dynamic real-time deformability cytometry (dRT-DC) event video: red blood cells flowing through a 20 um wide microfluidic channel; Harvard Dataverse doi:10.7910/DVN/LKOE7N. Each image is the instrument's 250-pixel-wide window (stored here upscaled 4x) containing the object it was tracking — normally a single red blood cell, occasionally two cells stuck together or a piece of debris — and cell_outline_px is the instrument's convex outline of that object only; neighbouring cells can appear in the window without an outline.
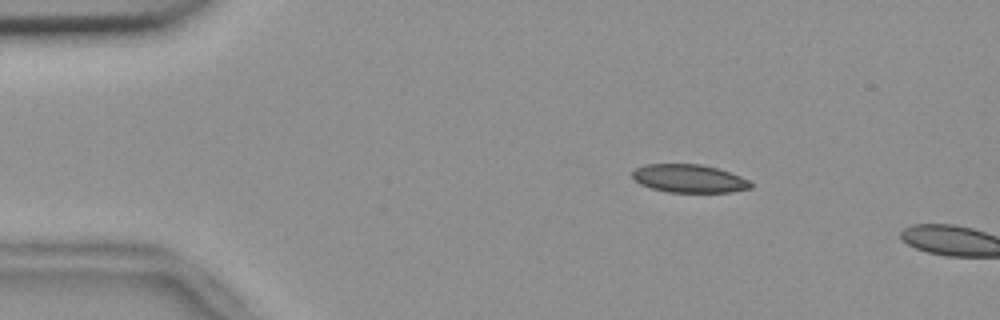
{"species": "common noctule bat (a hibernating species)", "species_latin": "Nyctalus noctula", "temperature_condition": "room temperature", "stored_images_in_passage": 52, "camera_frame_rate_fps": 3000, "um_per_image_px": 0.085, "animal": {"sex": "female", "body_mass_g": 18.4}, "frame": {"image": 1, "passage_image": 9, "time_ms": 2.667, "image_size_px": [1000, 320], "cell_outline_px": [[752, 188], [732, 192], [668, 192], [652, 188], [640, 184], [632, 176], [632, 172], [636, 168], [644, 164], [700, 164], [716, 168], [740, 176], [748, 180], [752, 184]], "centroid_in_image_um": [58.57, 15.18], "position_along_channel_um": 26.4, "area_um2": 19.31}}
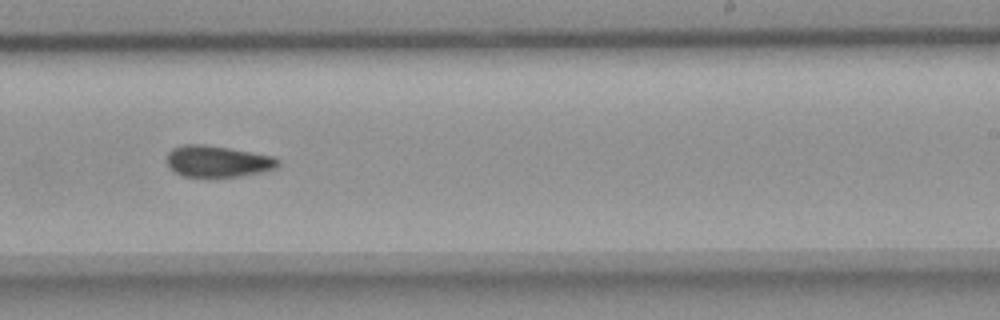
{"frame": {"image": 2, "passage_image": 34, "time_ms": 11.0, "image_size_px": [1000, 320], "cell_outline_px": [[280, 164], [276, 168], [260, 172], [240, 176], [184, 176], [176, 172], [168, 164], [168, 152], [172, 148], [184, 144], [204, 144], [276, 156], [280, 160]], "centroid_in_image_um": [18.55, 13.69], "position_along_channel_um": 270.5, "area_um2": 20.17}}
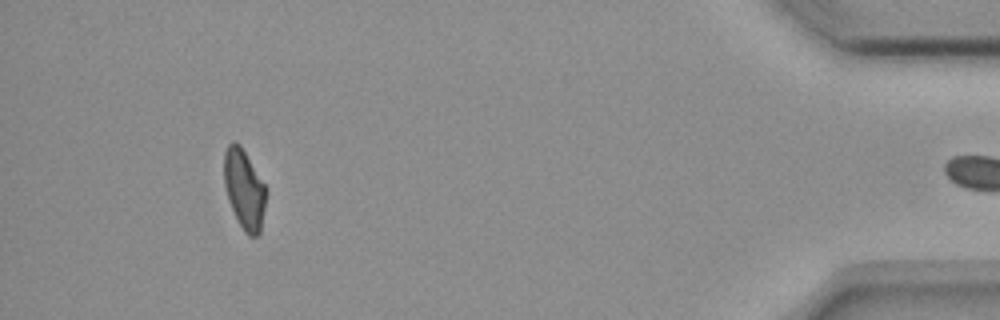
{"frame": {"image": 3, "passage_image": 51, "time_ms": 16.667, "image_size_px": [1000, 320], "cell_outline_px": [[268, 192], [260, 232], [256, 236], [248, 236], [244, 232], [228, 200], [224, 184], [224, 152], [228, 144], [232, 140], [240, 144], [268, 188]], "centroid_in_image_um": [20.78, 16.06], "position_along_channel_um": 414.4, "area_um2": 19.77}, "authors_computed_cell_mechanics": {"area_um2": 20.3456, "velocity_mm_per_s": 3.6924, "shape_relaxation_time_tau1_ms": null, "shape_relaxation_time_tau2_ms": 6.5659, "deformation_change_tau1": null, "deformation_change_tau2": 0.1183}}